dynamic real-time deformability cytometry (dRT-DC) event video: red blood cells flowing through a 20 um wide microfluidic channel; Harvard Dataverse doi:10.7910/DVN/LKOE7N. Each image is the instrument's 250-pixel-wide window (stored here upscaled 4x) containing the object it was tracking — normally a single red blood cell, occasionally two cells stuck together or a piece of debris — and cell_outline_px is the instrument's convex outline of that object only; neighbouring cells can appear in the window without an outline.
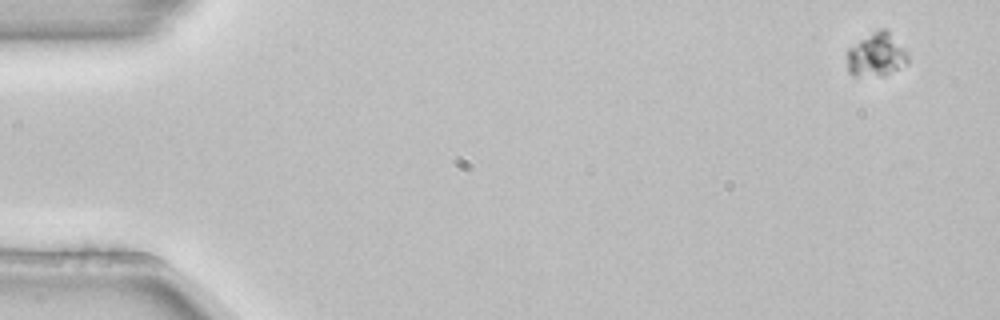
{"species": "common noctule bat (a hibernating species)", "species_latin": "Nyctalus noctula", "temperature_condition": "room temperature", "stored_images_in_passage": 4, "camera_frame_rate_fps": 3000, "um_per_image_px": 0.085, "animal": {"sex": "female", "body_mass_g": 22.7, "forearm_length_mm": 54.2}, "frame": {"image": 1, "passage_image": 1, "time_ms": 0.0, "image_size_px": [1000, 320], "cell_outline_px": [[908, 64], [884, 76], [852, 76], [848, 72], [848, 48], [872, 32], [880, 28], [884, 28], [908, 52]], "centroid_in_image_um": [74.5, 4.69], "position_along_channel_um": 10.5, "area_um2": 15.43}}
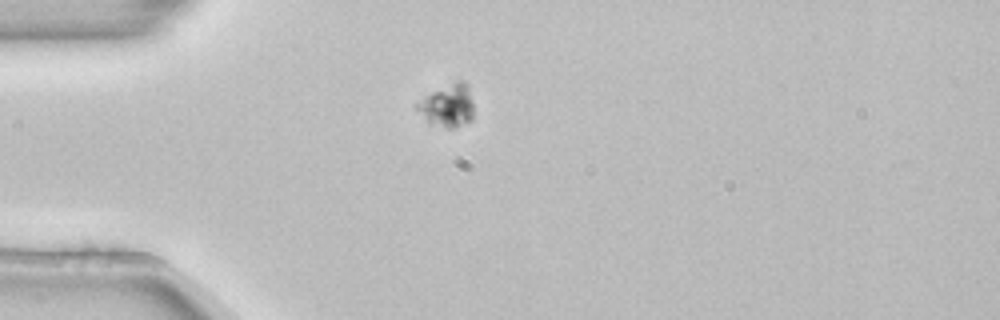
{"frame": {"image": 2, "passage_image": 4, "time_ms": 1.0, "image_size_px": [1000, 320], "cell_outline_px": [[472, 120], [452, 128], [444, 128], [428, 124], [416, 108], [416, 104], [432, 92], [456, 80], [464, 80], [472, 104]], "centroid_in_image_um": [38.01, 9.01], "position_along_channel_um": 47.0, "area_um2": 13.76}}